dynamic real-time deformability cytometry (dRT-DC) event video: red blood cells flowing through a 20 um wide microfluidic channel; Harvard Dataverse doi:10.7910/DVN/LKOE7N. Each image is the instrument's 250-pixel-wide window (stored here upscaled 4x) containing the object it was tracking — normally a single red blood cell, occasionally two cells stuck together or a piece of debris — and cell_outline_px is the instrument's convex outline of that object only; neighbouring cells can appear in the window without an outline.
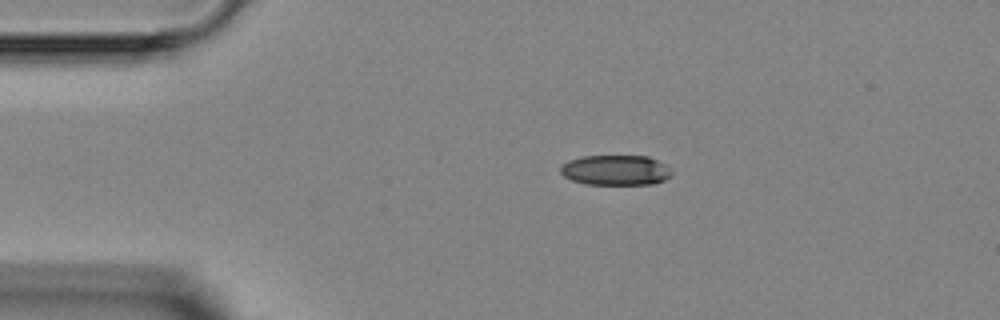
{"species": "Egyptian fruit bat (a non-hibernating species)", "species_latin": "Rousettus aegyptiacus", "temperature_condition": "room temperature", "stored_images_in_passage": 4, "segment_of_instrument_passage": [1, 2], "camera_frame_rate_fps": 3000, "um_per_image_px": 0.085, "animal": {"sex": "female"}, "frame": {"image": 1, "passage_image": 2, "time_ms": 1.333, "image_size_px": [1000, 320], "cell_outline_px": [[672, 176], [664, 180], [652, 184], [584, 184], [572, 180], [564, 176], [560, 172], [560, 168], [568, 160], [580, 156], [648, 156], [664, 164], [672, 172]], "centroid_in_image_um": [52.31, 14.46], "position_along_channel_um": 32.7, "area_um2": 19.54}}